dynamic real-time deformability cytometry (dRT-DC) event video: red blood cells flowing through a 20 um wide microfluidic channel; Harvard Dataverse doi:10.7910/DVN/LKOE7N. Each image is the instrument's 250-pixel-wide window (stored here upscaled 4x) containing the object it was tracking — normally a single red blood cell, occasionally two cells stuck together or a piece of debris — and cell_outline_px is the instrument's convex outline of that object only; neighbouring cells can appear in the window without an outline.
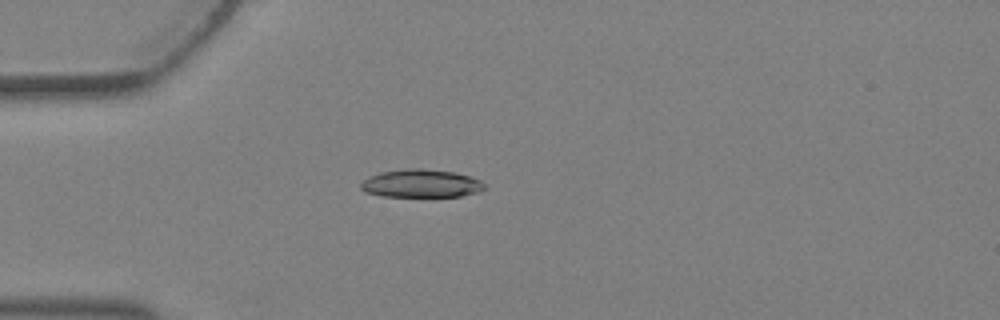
{"species": "Egyptian fruit bat (a non-hibernating species)", "species_latin": "Rousettus aegyptiacus", "temperature_condition": "warm", "stored_images_in_passage": 3, "camera_frame_rate_fps": 3000, "um_per_image_px": 0.085, "animal": {"sex": "female"}, "frame": {"image": 1, "passage_image": 3, "time_ms": 0.667, "image_size_px": [1000, 320], "cell_outline_px": [[484, 188], [480, 192], [460, 196], [380, 196], [364, 192], [360, 188], [360, 184], [368, 176], [380, 172], [408, 168], [424, 168], [452, 172], [472, 176], [480, 180], [484, 184]], "centroid_in_image_um": [35.77, 15.59], "position_along_channel_um": 49.2, "area_um2": 20.35}}